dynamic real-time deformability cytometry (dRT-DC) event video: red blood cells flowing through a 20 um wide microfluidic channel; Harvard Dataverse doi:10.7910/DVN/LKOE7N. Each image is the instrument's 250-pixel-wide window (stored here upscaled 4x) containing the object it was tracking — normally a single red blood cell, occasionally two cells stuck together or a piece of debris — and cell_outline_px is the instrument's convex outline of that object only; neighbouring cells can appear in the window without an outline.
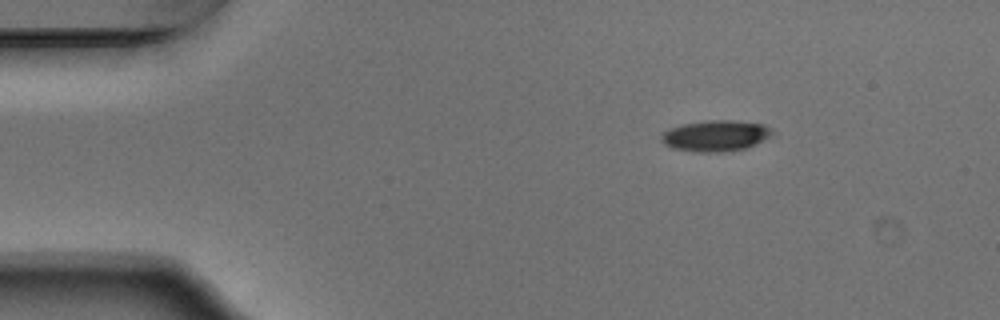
{"species": "Egyptian fruit bat (a non-hibernating species)", "species_latin": "Rousettus aegyptiacus", "temperature_condition": "warm", "stored_images_in_passage": 47, "camera_frame_rate_fps": 3000, "um_per_image_px": 0.085, "animal": {"sex": "male"}, "frame": {"image": 1, "passage_image": 1, "time_ms": 0.0, "image_size_px": [1000, 320], "cell_outline_px": [[772, 132], [768, 136], [748, 148], [720, 152], [696, 152], [672, 148], [664, 144], [660, 140], [660, 136], [664, 132], [672, 128], [684, 124], [708, 120], [728, 120], [764, 124]], "centroid_in_image_um": [60.77, 11.55], "position_along_channel_um": 24.2, "area_um2": 19.71}}
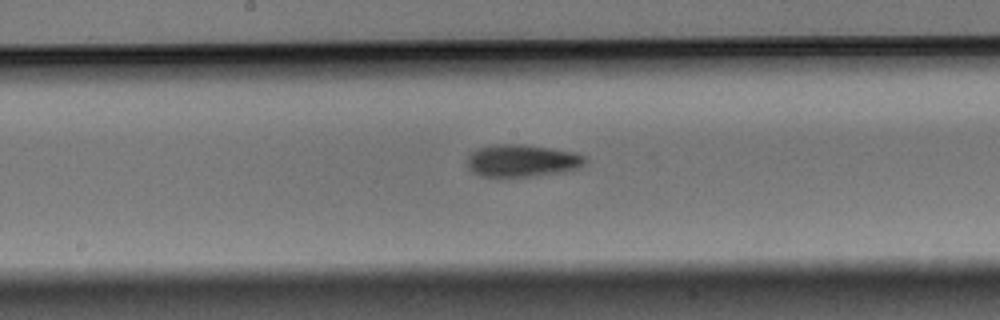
{"frame": {"image": 2, "passage_image": 21, "time_ms": 6.667, "image_size_px": [1000, 320], "cell_outline_px": [[588, 160], [580, 168], [564, 172], [532, 176], [480, 176], [472, 172], [468, 168], [468, 156], [472, 152], [480, 148], [496, 144], [512, 144], [548, 148], [576, 152], [584, 156]], "centroid_in_image_um": [44.41, 13.67], "position_along_channel_um": 203.8, "area_um2": 22.02}}
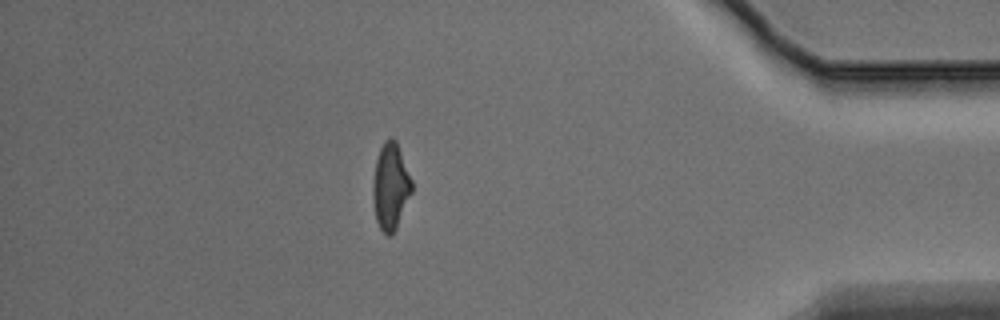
{"frame": {"image": 3, "passage_image": 40, "time_ms": 13.0, "image_size_px": [1000, 320], "cell_outline_px": [[412, 192], [396, 228], [388, 236], [380, 228], [376, 220], [372, 200], [372, 180], [376, 160], [380, 148], [384, 140], [396, 140], [412, 180]], "centroid_in_image_um": [33.18, 15.85], "position_along_channel_um": 402.0, "area_um2": 19.48}, "authors_computed_cell_mechanics": {"area_um2": 20.4612, "velocity_mm_per_s": 3.7585, "shape_relaxation_time_tau1_ms": 5.6598, "shape_relaxation_time_tau2_ms": 7.2488, "deformation_change_tau1": 0.1592, "deformation_change_tau2": 0.1644}}